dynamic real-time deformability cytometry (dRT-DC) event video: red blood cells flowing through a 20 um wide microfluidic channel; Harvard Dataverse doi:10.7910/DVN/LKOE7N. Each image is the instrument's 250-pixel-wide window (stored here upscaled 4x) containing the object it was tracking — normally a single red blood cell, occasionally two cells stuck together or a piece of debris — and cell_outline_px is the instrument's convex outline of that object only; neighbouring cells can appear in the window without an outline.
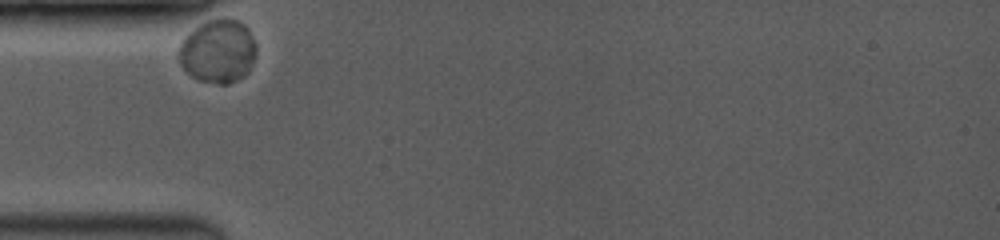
{"species": "common noctule bat (a hibernating species)", "species_latin": "Nyctalus noctula", "temperature_condition": "room temperature", "stored_images_in_passage": 29, "camera_frame_rate_fps": 3500, "um_per_image_px": 0.085, "animal": {"sex": "female", "body_mass_g": 19.0, "forearm_length_mm": 53.3}, "frame": {"image": 1, "passage_image": 1, "time_ms": 0.0, "image_size_px": [1000, 240], "cell_outline_px": [[256, 52], [248, 72], [244, 76], [228, 84], [220, 84], [200, 80], [192, 76], [180, 64], [180, 44], [200, 24], [208, 20], [224, 16], [228, 16], [244, 24], [248, 28], [256, 44]], "centroid_in_image_um": [18.58, 4.33], "position_along_channel_um": 66.4, "area_um2": 28.38}}
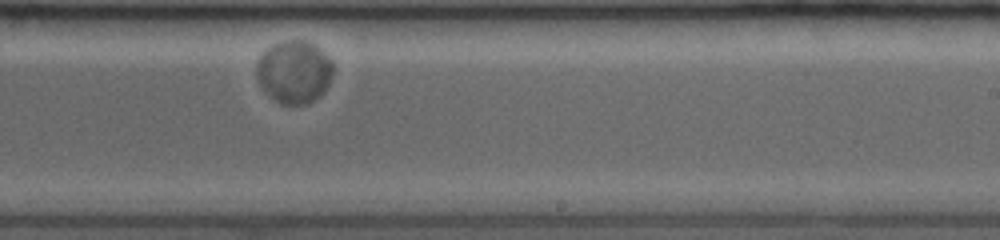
{"frame": {"image": 2, "passage_image": 17, "time_ms": 5.714, "image_size_px": [1000, 240], "cell_outline_px": [[332, 72], [328, 84], [320, 96], [308, 104], [280, 104], [260, 84], [256, 76], [256, 60], [272, 44], [292, 40], [304, 40], [316, 44], [332, 60]], "centroid_in_image_um": [25.01, 6.09], "position_along_channel_um": 264.0, "area_um2": 27.86}}
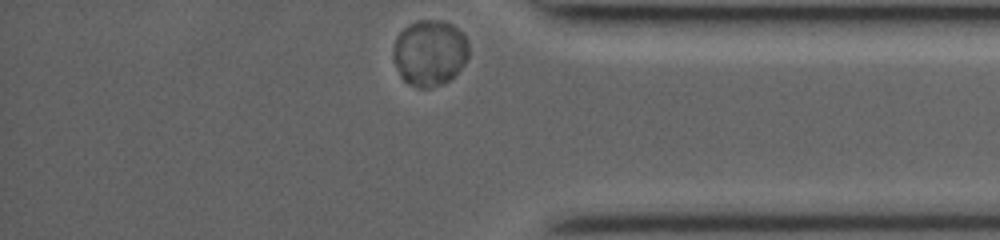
{"frame": {"image": 3, "passage_image": 29, "time_ms": 9.429, "image_size_px": [1000, 240], "cell_outline_px": [[468, 56], [464, 64], [448, 80], [440, 84], [428, 88], [416, 88], [408, 84], [400, 76], [392, 56], [392, 52], [396, 36], [408, 24], [416, 20], [440, 20], [452, 24], [468, 40]], "centroid_in_image_um": [36.49, 4.48], "position_along_channel_um": 398.7, "area_um2": 29.07}}